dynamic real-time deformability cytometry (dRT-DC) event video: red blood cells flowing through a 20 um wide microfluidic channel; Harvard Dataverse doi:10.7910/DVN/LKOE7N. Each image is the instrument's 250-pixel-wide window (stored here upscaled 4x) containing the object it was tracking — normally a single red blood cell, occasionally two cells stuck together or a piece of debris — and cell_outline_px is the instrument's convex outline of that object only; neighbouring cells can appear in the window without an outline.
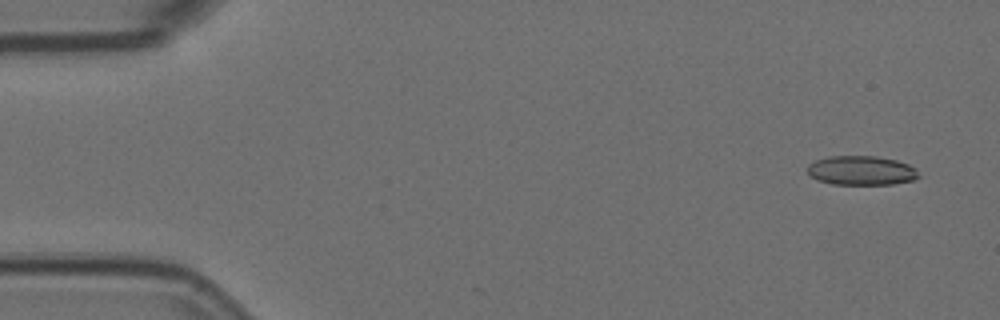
{"species": "Egyptian fruit bat (a non-hibernating species)", "species_latin": "Rousettus aegyptiacus", "temperature_condition": "room temperature", "stored_images_in_passage": 5, "segment_of_instrument_passage": [1, 2], "camera_frame_rate_fps": 3000, "um_per_image_px": 0.085, "animal": {"sex": "female"}, "frame": {"image": 1, "passage_image": 1, "time_ms": 0.0, "image_size_px": [1000, 320], "cell_outline_px": [[920, 176], [912, 180], [892, 184], [832, 184], [816, 180], [808, 172], [808, 164], [816, 160], [828, 156], [876, 156], [896, 160], [908, 164], [916, 168]], "centroid_in_image_um": [73.21, 14.49], "position_along_channel_um": 11.8, "area_um2": 18.96}}